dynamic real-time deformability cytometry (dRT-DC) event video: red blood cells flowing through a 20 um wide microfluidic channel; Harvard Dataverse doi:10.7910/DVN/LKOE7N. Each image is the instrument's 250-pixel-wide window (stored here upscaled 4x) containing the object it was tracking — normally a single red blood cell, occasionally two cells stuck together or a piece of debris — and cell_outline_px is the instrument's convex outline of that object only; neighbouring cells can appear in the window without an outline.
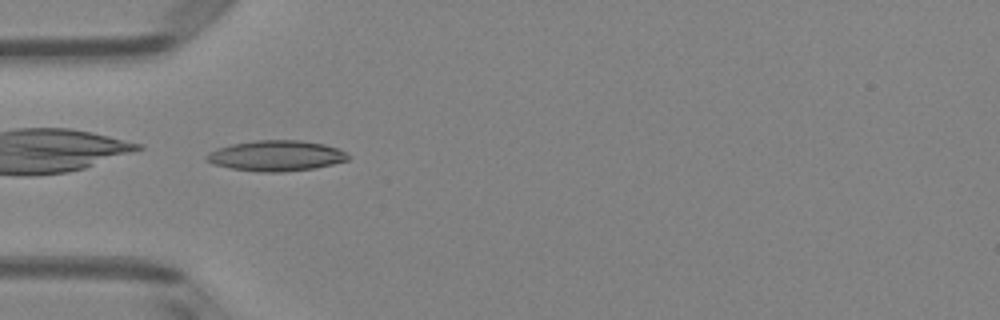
{"species": "Egyptian fruit bat (a non-hibernating species)", "species_latin": "Rousettus aegyptiacus", "temperature_condition": "room temperature", "stored_images_in_passage": 35, "camera_frame_rate_fps": 3000, "um_per_image_px": 0.085, "animal": {"sex": "female"}, "frame": {"image": 1, "passage_image": 1, "time_ms": 0.0, "image_size_px": [1000, 320], "cell_outline_px": [[348, 160], [316, 168], [280, 172], [260, 172], [232, 168], [212, 164], [204, 160], [204, 156], [208, 152], [232, 144], [256, 140], [300, 140], [324, 144], [336, 148], [344, 152], [348, 156]], "centroid_in_image_um": [23.43, 13.24], "position_along_channel_um": 61.6, "area_um2": 25.09}}
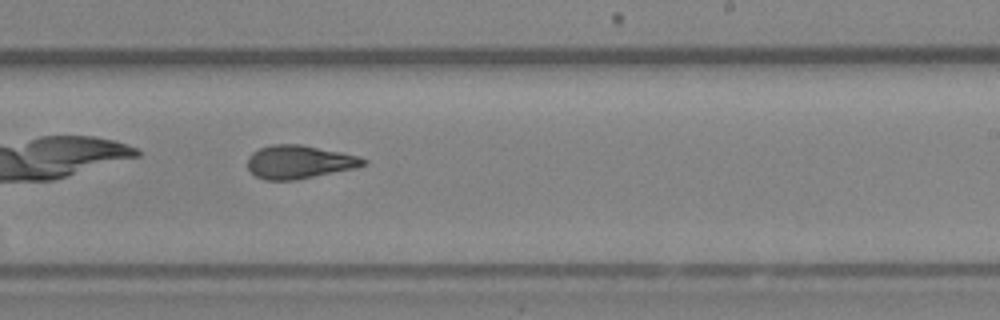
{"frame": {"image": 2, "passage_image": 16, "time_ms": 5.0, "image_size_px": [1000, 320], "cell_outline_px": [[368, 164], [356, 168], [296, 180], [264, 180], [256, 176], [248, 168], [248, 156], [252, 152], [260, 148], [272, 144], [300, 144], [360, 156], [368, 160]], "centroid_in_image_um": [25.45, 13.77], "position_along_channel_um": 263.5, "area_um2": 22.6}}
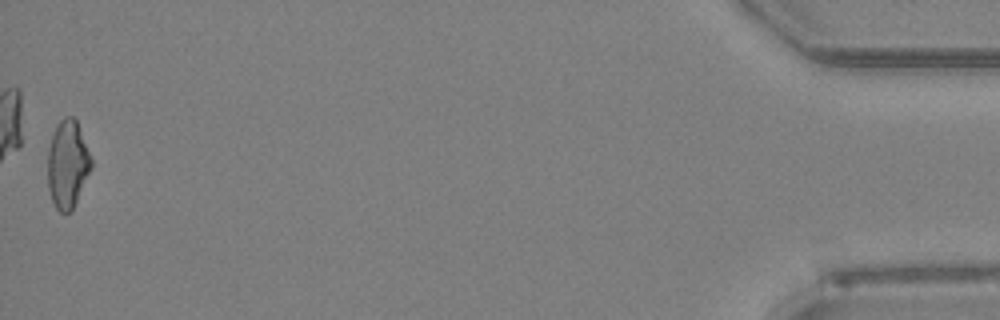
{"frame": {"image": 3, "passage_image": 35, "time_ms": 11.333, "image_size_px": [1000, 320], "cell_outline_px": [[92, 168], [72, 212], [60, 212], [56, 208], [52, 200], [48, 188], [48, 148], [56, 124], [64, 116], [72, 116], [76, 120], [92, 160]], "centroid_in_image_um": [5.74, 13.97], "position_along_channel_um": 429.5, "area_um2": 22.31}, "authors_computed_cell_mechanics": {"area_um2": 22.253, "velocity_mm_per_s": 4.0969, "shape_relaxation_time_tau1_ms": 8.3647, "shape_relaxation_time_tau2_ms": 2.4342, "deformation_change_tau1": 0.217, "deformation_change_tau2": 0.1075}}